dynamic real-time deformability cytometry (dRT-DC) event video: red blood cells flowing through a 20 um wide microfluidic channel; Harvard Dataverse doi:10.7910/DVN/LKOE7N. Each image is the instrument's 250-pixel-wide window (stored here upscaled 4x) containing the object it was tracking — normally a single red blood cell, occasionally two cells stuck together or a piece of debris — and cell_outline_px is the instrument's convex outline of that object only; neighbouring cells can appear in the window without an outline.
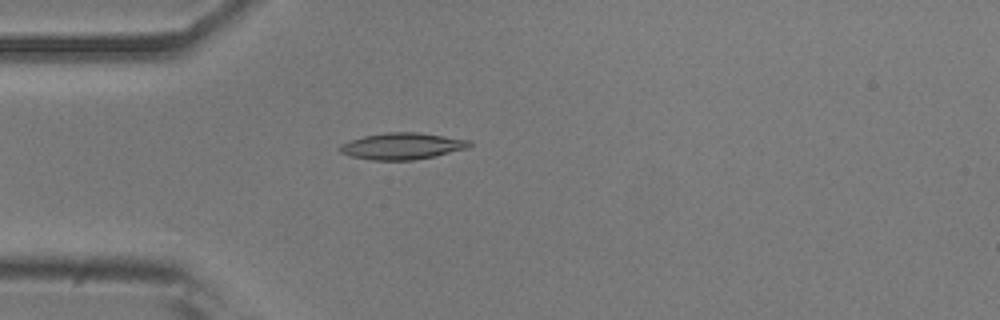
{"species": "common noctule bat (a hibernating species)", "species_latin": "Nyctalus noctula", "temperature_condition": "room temperature", "stored_images_in_passage": 23, "camera_frame_rate_fps": 3000, "um_per_image_px": 0.085, "animal": {"sex": "male", "body_mass_g": 20.5, "forearm_length_mm": 52.5}, "frame": {"image": 1, "passage_image": 5, "time_ms": 1.333, "image_size_px": [1000, 320], "cell_outline_px": [[472, 144], [468, 148], [436, 156], [412, 160], [372, 160], [352, 156], [340, 152], [336, 148], [340, 144], [348, 140], [364, 136], [384, 132], [416, 132], [472, 140]], "centroid_in_image_um": [34.17, 12.41], "position_along_channel_um": 50.8, "area_um2": 20.23}}
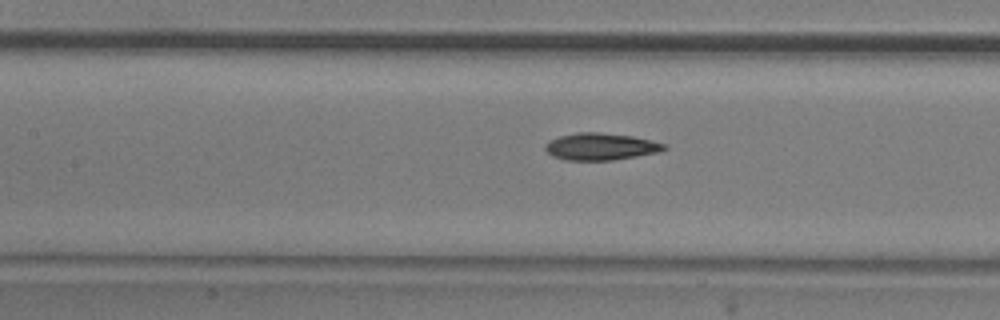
{"frame": {"image": 2, "passage_image": 14, "time_ms": 4.333, "image_size_px": [1000, 320], "cell_outline_px": [[668, 148], [660, 152], [612, 160], [564, 160], [552, 156], [544, 148], [544, 144], [560, 136], [576, 132], [596, 132], [632, 136], [668, 144]], "centroid_in_image_um": [51.08, 12.46], "position_along_channel_um": 156.3, "area_um2": 18.73}}
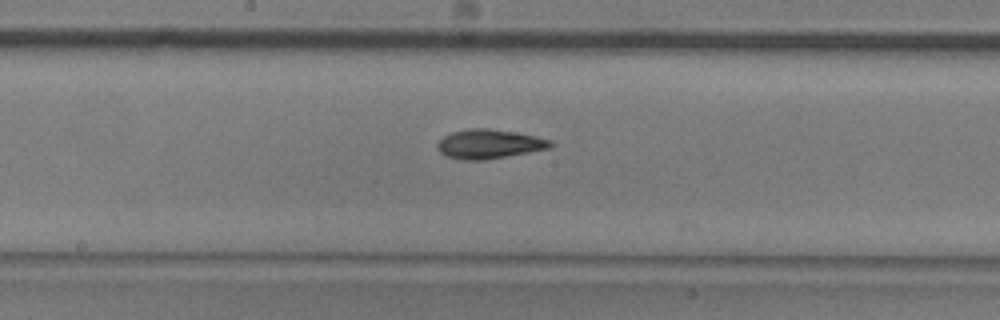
{"frame": {"image": 3, "passage_image": 18, "time_ms": 5.667, "image_size_px": [1000, 320], "cell_outline_px": [[552, 144], [548, 148], [528, 152], [484, 160], [460, 160], [448, 156], [440, 152], [436, 148], [436, 144], [444, 136], [452, 132], [468, 128], [488, 128], [536, 136], [552, 140]], "centroid_in_image_um": [41.53, 12.24], "position_along_channel_um": 206.7, "area_um2": 19.07}}